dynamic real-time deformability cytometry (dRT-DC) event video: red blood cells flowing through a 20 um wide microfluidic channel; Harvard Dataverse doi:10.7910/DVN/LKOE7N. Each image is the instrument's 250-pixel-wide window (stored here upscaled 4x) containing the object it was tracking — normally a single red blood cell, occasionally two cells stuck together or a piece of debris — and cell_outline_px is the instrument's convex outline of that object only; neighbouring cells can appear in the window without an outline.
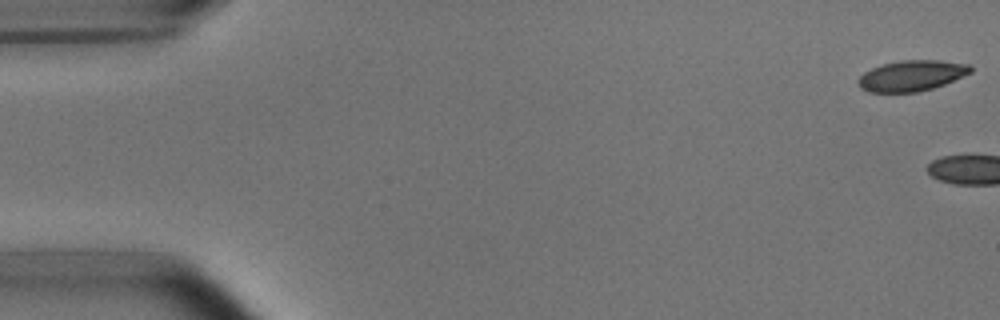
{"species": "common noctule bat (a hibernating species)", "species_latin": "Nyctalus noctula", "temperature_condition": "room temperature", "stored_images_in_passage": 4, "camera_frame_rate_fps": 3000, "um_per_image_px": 0.085, "animal": {"sex": "male", "body_mass_g": 15.6}, "frame": {"image": 1, "passage_image": 1, "time_ms": 0.0, "image_size_px": [1000, 320], "cell_outline_px": [[972, 72], [944, 84], [932, 88], [916, 92], [868, 92], [860, 88], [856, 84], [856, 80], [864, 72], [872, 68], [884, 64], [900, 60], [940, 60], [968, 64], [972, 68]], "centroid_in_image_um": [77.45, 6.43], "position_along_channel_um": 7.5, "area_um2": 20.11}}